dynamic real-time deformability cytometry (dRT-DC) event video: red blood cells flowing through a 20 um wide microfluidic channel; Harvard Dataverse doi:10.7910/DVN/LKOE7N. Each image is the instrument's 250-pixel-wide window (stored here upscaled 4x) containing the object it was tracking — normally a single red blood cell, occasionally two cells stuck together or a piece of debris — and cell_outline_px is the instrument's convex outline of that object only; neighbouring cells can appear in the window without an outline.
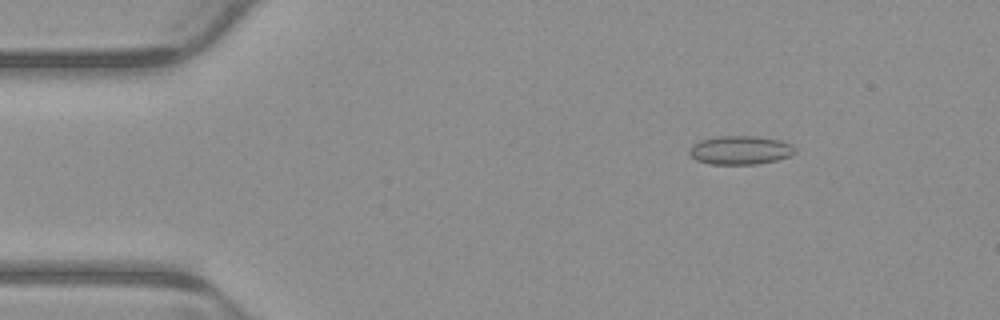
{"species": "common noctule bat (a hibernating species)", "species_latin": "Nyctalus noctula", "temperature_condition": "warm", "stored_images_in_passage": 6, "camera_frame_rate_fps": 3000, "um_per_image_px": 0.085, "animal": {"sex": "male", "body_mass_g": 23.1, "forearm_length_mm": 52.7}, "frame": {"image": 1, "passage_image": 3, "time_ms": 0.667, "image_size_px": [1000, 320], "cell_outline_px": [[796, 152], [788, 156], [776, 160], [756, 164], [712, 164], [696, 160], [688, 152], [688, 148], [692, 144], [700, 140], [720, 136], [756, 136], [780, 140], [792, 144], [796, 148]], "centroid_in_image_um": [62.91, 12.75], "position_along_channel_um": 22.1, "area_um2": 17.69}}
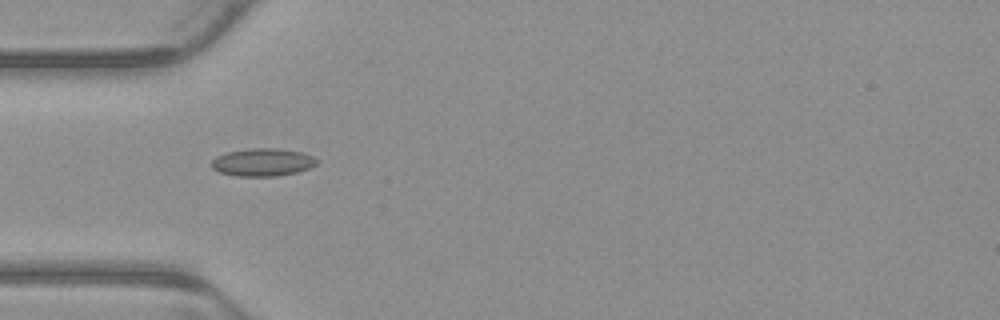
{"frame": {"image": 2, "passage_image": 5, "time_ms": 1.333, "image_size_px": [1000, 320], "cell_outline_px": [[320, 160], [316, 164], [308, 168], [296, 172], [276, 176], [236, 176], [220, 172], [212, 168], [208, 164], [216, 156], [228, 152], [248, 148], [276, 148], [304, 152]], "centroid_in_image_um": [22.31, 13.78], "position_along_channel_um": 62.7, "area_um2": 17.17}}
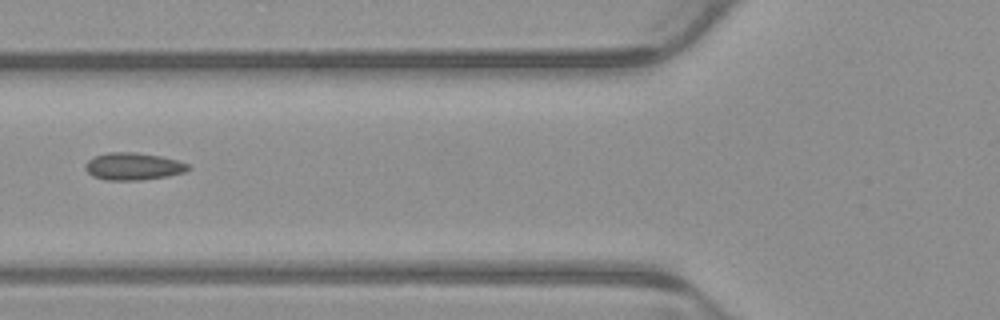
{"frame": {"image": 3, "passage_image": 6, "time_ms": 1.667, "image_size_px": [1000, 320], "cell_outline_px": [[192, 168], [184, 172], [168, 176], [140, 180], [104, 180], [92, 176], [84, 168], [84, 164], [88, 160], [96, 156], [108, 152], [136, 152], [160, 156], [176, 160], [188, 164]], "centroid_in_image_um": [11.31, 14.14], "position_along_channel_um": 114.5, "area_um2": 16.42}}